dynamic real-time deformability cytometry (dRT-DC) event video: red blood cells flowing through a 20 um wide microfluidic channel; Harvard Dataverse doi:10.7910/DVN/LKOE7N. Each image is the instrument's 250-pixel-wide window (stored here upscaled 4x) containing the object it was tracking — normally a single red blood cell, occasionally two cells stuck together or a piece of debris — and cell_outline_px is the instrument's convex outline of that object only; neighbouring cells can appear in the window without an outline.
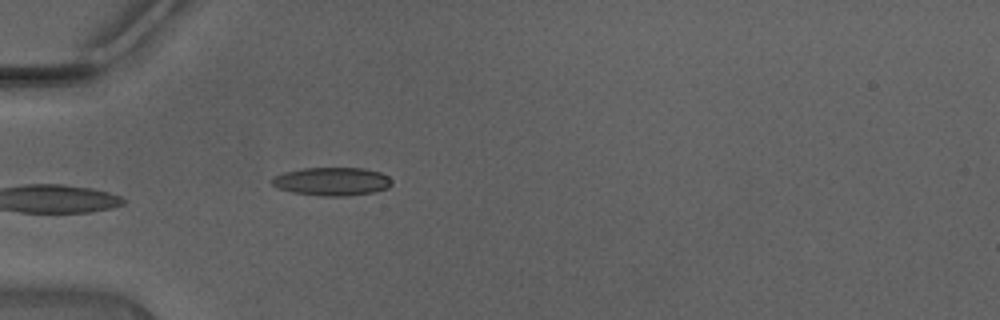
{"species": "Egyptian fruit bat (a non-hibernating species)", "species_latin": "Rousettus aegyptiacus", "temperature_condition": "warm", "stored_images_in_passage": 31, "camera_frame_rate_fps": 3000, "um_per_image_px": 0.085, "animal": {"sex": "male"}, "frame": {"image": 1, "passage_image": 1, "time_ms": 0.0, "image_size_px": [1000, 320], "cell_outline_px": [[392, 184], [388, 188], [372, 192], [344, 196], [324, 196], [292, 192], [276, 188], [268, 180], [284, 172], [304, 168], [364, 168], [380, 172], [388, 176], [392, 180]], "centroid_in_image_um": [28.2, 15.42], "position_along_channel_um": 56.8, "area_um2": 19.77}}
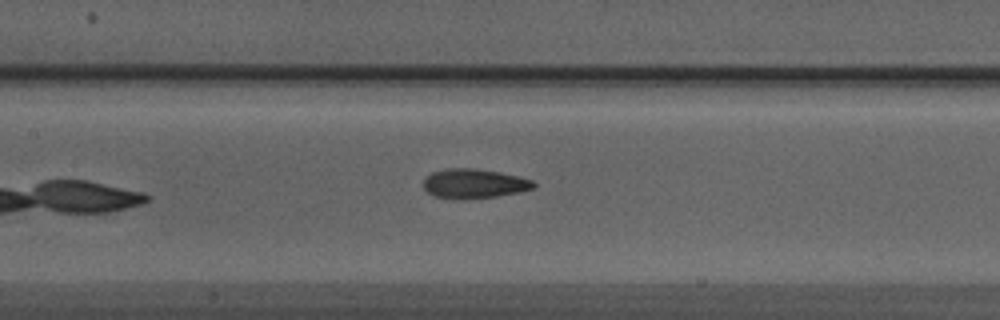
{"frame": {"image": 2, "passage_image": 9, "time_ms": 2.667, "image_size_px": [1000, 320], "cell_outline_px": [[536, 184], [532, 188], [520, 192], [496, 196], [468, 200], [456, 200], [432, 196], [424, 188], [424, 180], [432, 172], [444, 168], [472, 168], [500, 172], [532, 180]], "centroid_in_image_um": [40.25, 15.62], "position_along_channel_um": 167.1, "area_um2": 19.07}}
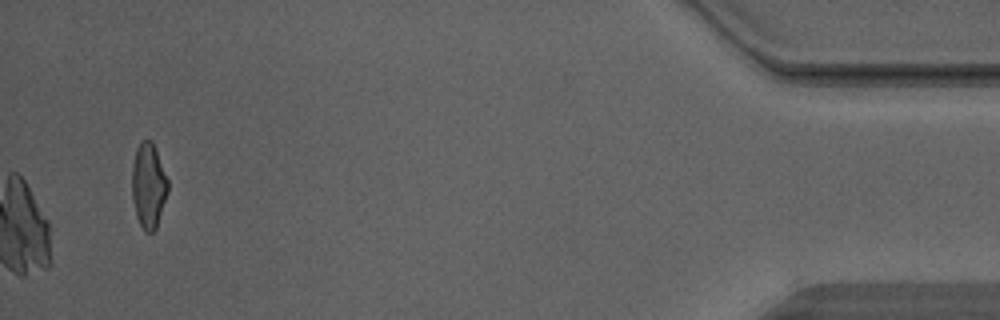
{"frame": {"image": 3, "passage_image": 31, "time_ms": 10.0, "image_size_px": [1000, 320], "cell_outline_px": [[168, 192], [156, 228], [152, 232], [144, 232], [136, 216], [132, 196], [132, 164], [136, 148], [140, 140], [152, 140], [156, 148], [168, 180]], "centroid_in_image_um": [12.62, 15.75], "position_along_channel_um": 422.6, "area_um2": 17.98}}